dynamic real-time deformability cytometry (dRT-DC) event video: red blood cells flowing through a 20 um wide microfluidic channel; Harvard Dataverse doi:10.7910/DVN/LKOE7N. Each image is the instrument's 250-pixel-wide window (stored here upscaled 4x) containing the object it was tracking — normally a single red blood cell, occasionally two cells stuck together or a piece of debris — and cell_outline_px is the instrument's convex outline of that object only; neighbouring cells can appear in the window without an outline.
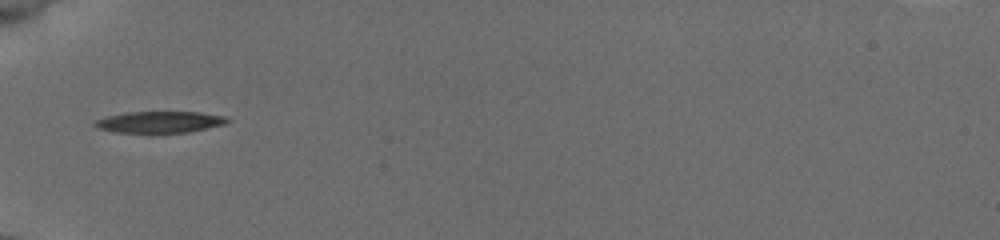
{"species": "common noctule bat (a hibernating species)", "species_latin": "Nyctalus noctula", "temperature_condition": "cold", "stored_images_in_passage": 34, "camera_frame_rate_fps": 3000, "um_per_image_px": 0.085, "animal": {"sex": "female", "body_mass_g": 19.5, "forearm_length_mm": 54.1}, "frame": {"image": 1, "passage_image": 1, "time_ms": 0.0, "image_size_px": [1000, 240], "cell_outline_px": [[232, 120], [224, 124], [188, 132], [152, 136], [148, 136], [112, 132], [96, 128], [92, 124], [96, 120], [108, 116], [128, 112], [200, 112], [224, 116]], "centroid_in_image_um": [13.5, 10.43], "position_along_channel_um": 71.5, "area_um2": 17.57}}
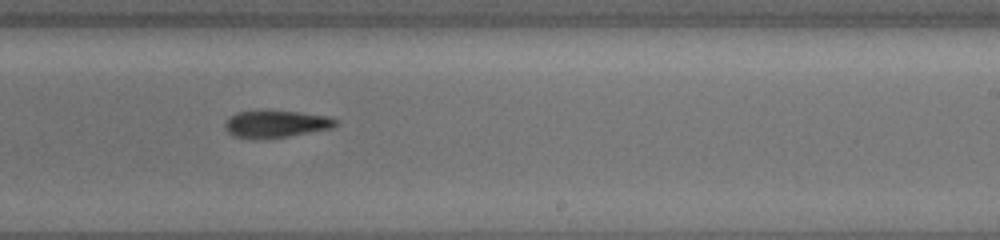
{"frame": {"image": 2, "passage_image": 16, "time_ms": 5.0, "image_size_px": [1000, 240], "cell_outline_px": [[336, 124], [332, 128], [288, 136], [264, 140], [252, 140], [232, 136], [228, 132], [224, 124], [232, 116], [240, 112], [300, 112], [328, 116], [336, 120]], "centroid_in_image_um": [23.44, 10.59], "position_along_channel_um": 265.6, "area_um2": 17.22}}
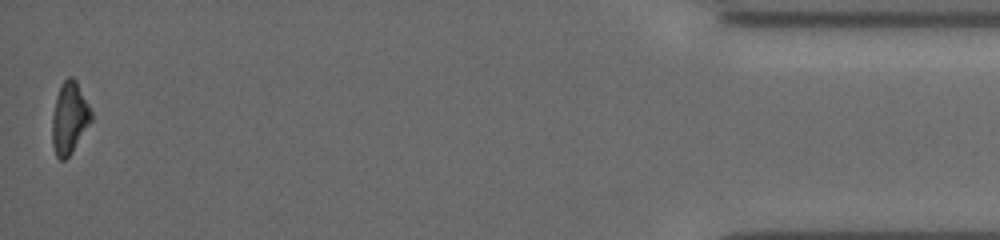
{"frame": {"image": 3, "passage_image": 34, "time_ms": 11.0, "image_size_px": [1000, 240], "cell_outline_px": [[92, 120], [72, 152], [64, 160], [60, 160], [56, 156], [52, 144], [52, 116], [56, 96], [64, 80], [68, 76], [72, 76], [76, 80], [92, 112]], "centroid_in_image_um": [5.89, 10.04], "position_along_channel_um": 429.3, "area_um2": 16.24}}